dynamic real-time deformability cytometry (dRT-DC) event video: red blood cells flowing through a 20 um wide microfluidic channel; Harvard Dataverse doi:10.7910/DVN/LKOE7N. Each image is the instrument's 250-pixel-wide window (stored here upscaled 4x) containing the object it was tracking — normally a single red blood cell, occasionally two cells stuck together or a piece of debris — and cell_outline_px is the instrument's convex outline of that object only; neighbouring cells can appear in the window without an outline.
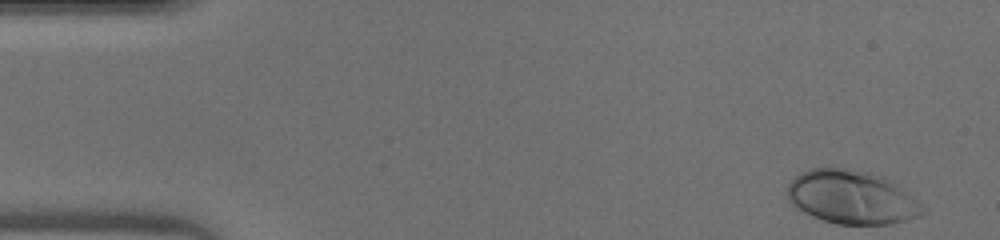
{"species": "human", "species_latin": "Homo sapiens", "temperature_condition": "warm", "stored_images_in_passage": 45, "camera_frame_rate_fps": 3000, "um_per_image_px": 0.085, "donor": {"sex": "male"}, "frame": {"image": 1, "passage_image": 1, "time_ms": 0.0, "image_size_px": [1000, 240], "cell_outline_px": [[928, 212], [920, 216], [888, 224], [836, 224], [812, 216], [804, 212], [792, 204], [788, 196], [788, 184], [800, 172], [812, 168], [844, 168], [868, 172], [884, 176], [892, 180], [928, 208]], "centroid_in_image_um": [72.45, 16.76], "position_along_channel_um": 12.5, "area_um2": 42.37}}
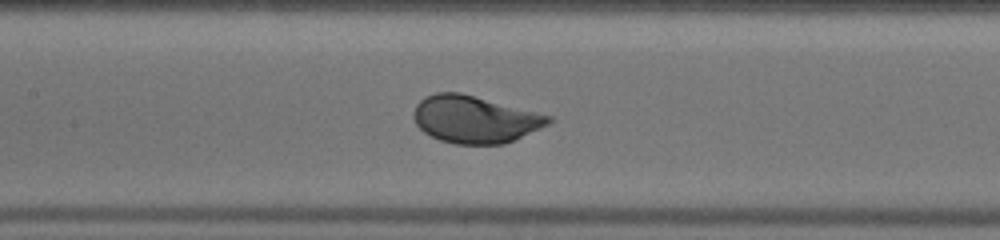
{"frame": {"image": 2, "passage_image": 20, "time_ms": 6.333, "image_size_px": [1000, 240], "cell_outline_px": [[552, 120], [548, 124], [540, 128], [504, 144], [456, 144], [440, 140], [424, 132], [416, 124], [412, 116], [416, 104], [424, 96], [436, 92], [460, 92], [552, 116]], "centroid_in_image_um": [40.32, 10.13], "position_along_channel_um": 167.1, "area_um2": 36.93}}
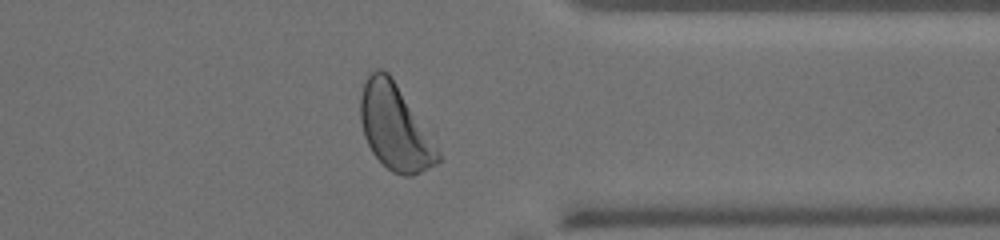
{"frame": {"image": 3, "passage_image": 35, "time_ms": 11.333, "image_size_px": [1000, 240], "cell_outline_px": [[440, 160], [436, 164], [412, 176], [404, 176], [392, 172], [372, 152], [364, 136], [360, 120], [360, 96], [364, 84], [368, 76], [376, 68], [380, 68], [388, 72], [396, 84], [440, 152]], "centroid_in_image_um": [33.53, 10.83], "position_along_channel_um": 377.9, "area_um2": 37.74}}